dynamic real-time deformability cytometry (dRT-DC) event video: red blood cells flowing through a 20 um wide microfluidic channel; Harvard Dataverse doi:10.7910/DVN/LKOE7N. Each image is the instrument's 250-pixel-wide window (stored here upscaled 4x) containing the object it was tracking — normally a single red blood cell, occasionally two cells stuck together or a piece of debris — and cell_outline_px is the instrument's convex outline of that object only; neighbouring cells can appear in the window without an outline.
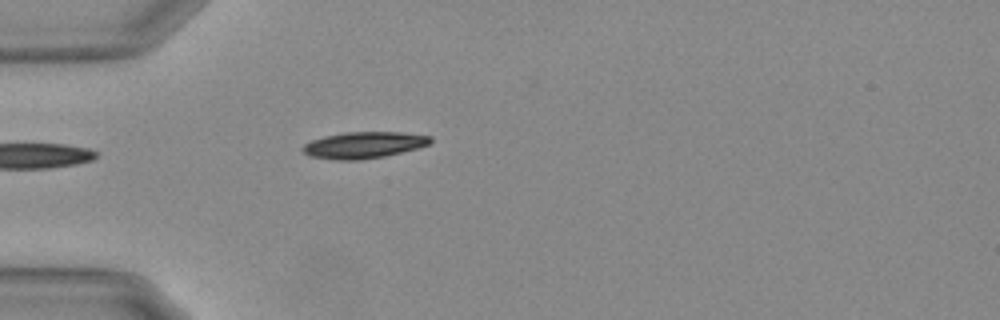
{"species": "Egyptian fruit bat (a non-hibernating species)", "species_latin": "Rousettus aegyptiacus", "temperature_condition": "warm", "stored_images_in_passage": 5, "camera_frame_rate_fps": 3000, "um_per_image_px": 0.085, "animal": {"sex": "female"}, "frame": {"image": 1, "passage_image": 1, "time_ms": 0.0, "image_size_px": [1000, 320], "cell_outline_px": [[432, 140], [428, 144], [420, 148], [384, 156], [360, 160], [336, 160], [308, 156], [300, 148], [304, 144], [312, 140], [324, 136], [344, 132], [400, 132], [432, 136]], "centroid_in_image_um": [30.91, 12.33], "position_along_channel_um": 54.1, "area_um2": 19.83}}